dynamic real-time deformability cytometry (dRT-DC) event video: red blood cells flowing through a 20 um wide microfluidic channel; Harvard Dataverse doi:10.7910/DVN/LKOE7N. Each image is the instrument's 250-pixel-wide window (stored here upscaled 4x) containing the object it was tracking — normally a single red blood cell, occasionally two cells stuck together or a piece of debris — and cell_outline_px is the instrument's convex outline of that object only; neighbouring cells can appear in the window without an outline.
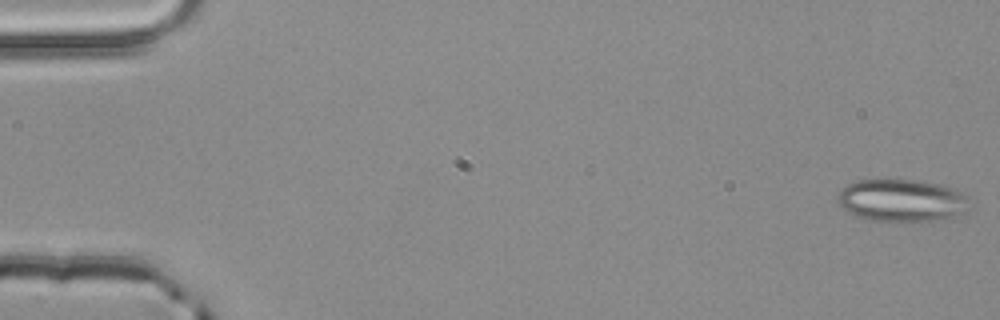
{"species": "common noctule bat (a hibernating species)", "species_latin": "Nyctalus noctula", "temperature_condition": "room temperature", "stored_images_in_passage": 4, "camera_frame_rate_fps": 3000, "um_per_image_px": 0.085, "animal": {"sex": "male", "body_mass_g": 20.4}, "frame": {"image": 1, "passage_image": 1, "time_ms": 0.0, "image_size_px": [1000, 320], "cell_outline_px": [[972, 208], [968, 212], [952, 216], [928, 220], [864, 220], [856, 216], [844, 208], [836, 200], [840, 192], [848, 184], [860, 180], [920, 180], [940, 184], [964, 192], [968, 196]], "centroid_in_image_um": [76.72, 17.02], "position_along_channel_um": 8.3, "area_um2": 32.43}}